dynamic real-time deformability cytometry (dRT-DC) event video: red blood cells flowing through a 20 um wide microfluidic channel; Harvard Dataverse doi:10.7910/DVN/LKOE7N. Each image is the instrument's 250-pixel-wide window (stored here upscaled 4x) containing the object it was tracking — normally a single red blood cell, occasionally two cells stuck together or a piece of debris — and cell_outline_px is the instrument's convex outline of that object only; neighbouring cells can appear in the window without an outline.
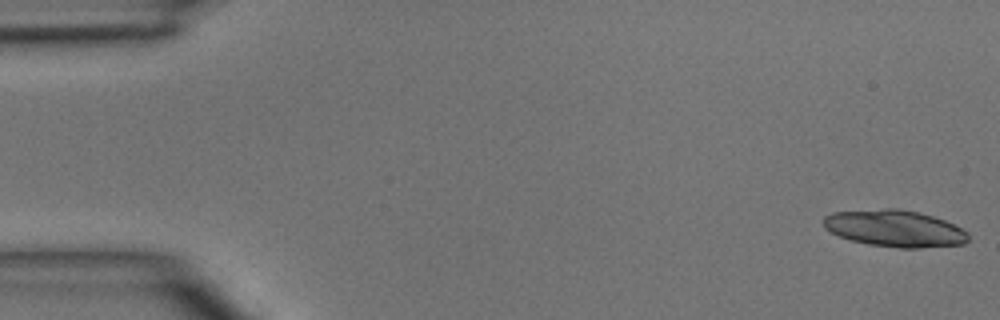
{"species": "common noctule bat (a hibernating species)", "species_latin": "Nyctalus noctula", "temperature_condition": "room temperature", "stored_images_in_passage": 3, "camera_frame_rate_fps": 3000, "um_per_image_px": 0.085, "animal": {"sex": "male", "body_mass_g": 15.6}, "frame": {"image": 1, "passage_image": 1, "time_ms": 0.0, "image_size_px": [1000, 320], "cell_outline_px": [[968, 240], [964, 244], [920, 248], [900, 248], [868, 244], [852, 240], [840, 236], [824, 228], [824, 216], [832, 212], [884, 208], [900, 208], [920, 212], [944, 220], [968, 232]], "centroid_in_image_um": [76.05, 19.41], "position_along_channel_um": 8.9, "area_um2": 31.04}}